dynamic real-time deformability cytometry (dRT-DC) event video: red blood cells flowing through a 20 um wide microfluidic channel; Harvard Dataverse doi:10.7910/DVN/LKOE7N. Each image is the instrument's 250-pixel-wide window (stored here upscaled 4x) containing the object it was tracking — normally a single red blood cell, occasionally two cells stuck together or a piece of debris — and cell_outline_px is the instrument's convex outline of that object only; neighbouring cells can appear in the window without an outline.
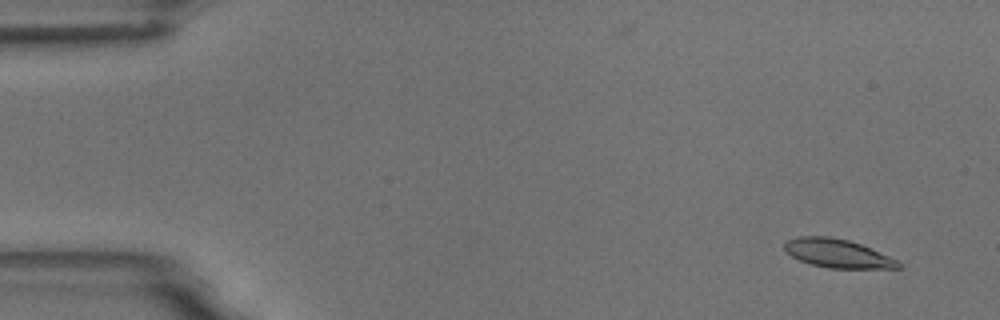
{"species": "common noctule bat (a hibernating species)", "species_latin": "Nyctalus noctula", "temperature_condition": "room temperature", "stored_images_in_passage": 4, "camera_frame_rate_fps": 3000, "um_per_image_px": 0.085, "animal": {"sex": "male", "body_mass_g": 18.8}, "frame": {"image": 1, "passage_image": 1, "time_ms": 0.0, "image_size_px": [1000, 320], "cell_outline_px": [[904, 268], [828, 268], [812, 264], [800, 260], [784, 252], [784, 244], [788, 240], [796, 236], [828, 236], [848, 240], [860, 244], [900, 260], [904, 264]], "centroid_in_image_um": [71.23, 21.54], "position_along_channel_um": 13.8, "area_um2": 19.13}}